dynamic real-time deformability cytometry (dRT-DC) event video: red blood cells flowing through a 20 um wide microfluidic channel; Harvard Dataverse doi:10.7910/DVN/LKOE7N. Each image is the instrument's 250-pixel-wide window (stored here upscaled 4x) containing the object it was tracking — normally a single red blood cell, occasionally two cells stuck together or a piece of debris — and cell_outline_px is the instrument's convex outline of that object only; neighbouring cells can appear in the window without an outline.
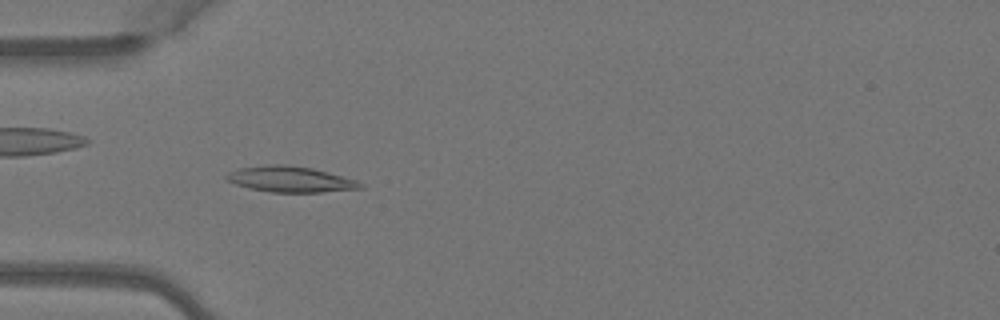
{"species": "Egyptian fruit bat (a non-hibernating species)", "species_latin": "Rousettus aegyptiacus", "temperature_condition": "warm", "stored_images_in_passage": 6, "camera_frame_rate_fps": 3000, "um_per_image_px": 0.085, "animal": {"sex": "female"}, "frame": {"image": 1, "passage_image": 5, "time_ms": 1.333, "image_size_px": [1000, 320], "cell_outline_px": [[364, 188], [320, 192], [272, 192], [248, 188], [236, 184], [228, 180], [224, 176], [240, 168], [268, 164], [284, 164], [312, 168], [356, 180], [364, 184]], "centroid_in_image_um": [24.7, 15.24], "position_along_channel_um": 60.3, "area_um2": 19.88}}
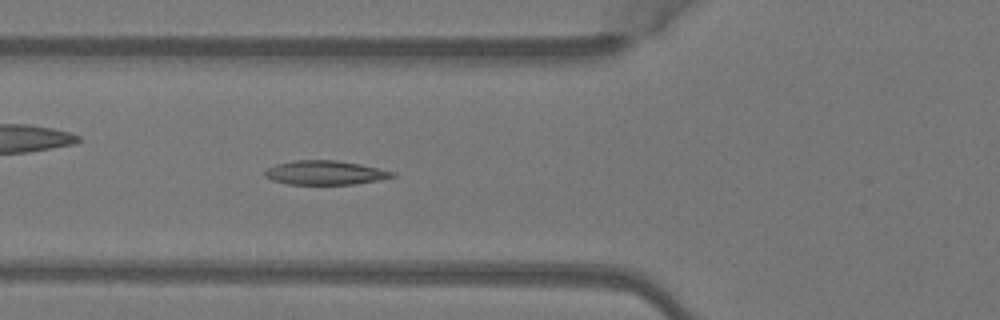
{"frame": {"image": 2, "passage_image": 6, "time_ms": 1.667, "image_size_px": [1000, 320], "cell_outline_px": [[396, 176], [356, 184], [288, 184], [272, 180], [264, 176], [264, 172], [268, 168], [276, 164], [292, 160], [336, 160], [360, 164], [396, 172]], "centroid_in_image_um": [27.62, 14.67], "position_along_channel_um": 98.2, "area_um2": 17.86}}